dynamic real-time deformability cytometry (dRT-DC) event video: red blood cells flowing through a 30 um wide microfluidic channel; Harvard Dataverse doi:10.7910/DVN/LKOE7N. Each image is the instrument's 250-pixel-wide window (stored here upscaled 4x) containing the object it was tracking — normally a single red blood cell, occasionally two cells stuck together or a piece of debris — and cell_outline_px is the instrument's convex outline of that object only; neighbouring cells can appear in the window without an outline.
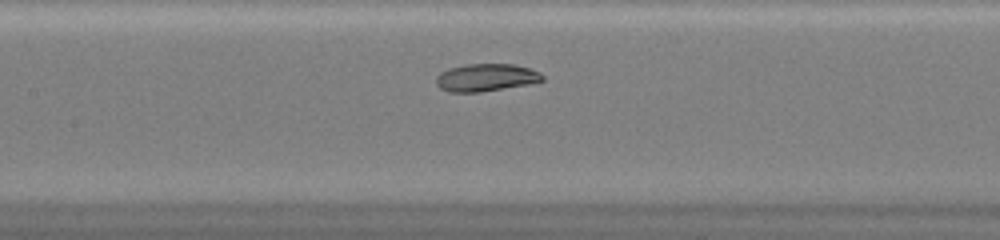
{"species": "common noctule bat (a hibernating species)", "species_latin": "Nyctalus noctula", "temperature_condition": "warm", "stored_images_in_passage": 30, "camera_frame_rate_fps": 3000, "um_per_image_px": 0.085, "animal": {"sex": "female", "body_mass_g": 20.0, "forearm_length_mm": 54.0}, "frame": {"image": 1, "passage_image": 11, "time_ms": 3.333, "image_size_px": [1000, 240], "cell_outline_px": [[544, 80], [528, 84], [480, 92], [448, 92], [440, 88], [436, 84], [436, 76], [440, 72], [448, 68], [464, 64], [516, 64], [540, 72], [544, 76]], "centroid_in_image_um": [41.28, 6.58], "position_along_channel_um": 166.1, "area_um2": 17.17}}
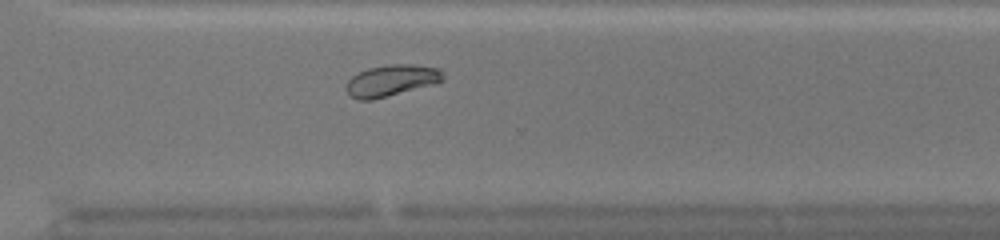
{"frame": {"image": 2, "passage_image": 23, "time_ms": 7.333, "image_size_px": [1000, 240], "cell_outline_px": [[444, 80], [436, 84], [372, 100], [360, 100], [352, 96], [348, 92], [348, 80], [352, 76], [368, 68], [388, 64], [412, 64], [440, 68], [444, 72]], "centroid_in_image_um": [33.35, 6.83], "position_along_channel_um": 337.3, "area_um2": 17.74}}
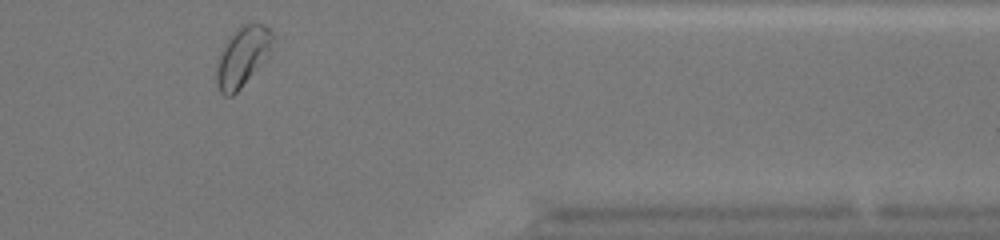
{"frame": {"image": 3, "passage_image": 28, "time_ms": 9.0, "image_size_px": [1000, 240], "cell_outline_px": [[276, 36], [268, 56], [240, 88], [232, 96], [224, 96], [220, 92], [216, 84], [216, 68], [220, 56], [232, 32], [244, 24], [264, 24]], "centroid_in_image_um": [20.63, 4.81], "position_along_channel_um": 390.8, "area_um2": 19.25}, "authors_computed_cell_mechanics": {"area_um2": 17.8313, "velocity_mm_per_s": 4.2834, "shape_relaxation_time_tau1_ms": 3.991, "shape_relaxation_time_tau2_ms": null, "deformation_change_tau1": 0.1242, "deformation_change_tau2": null}}